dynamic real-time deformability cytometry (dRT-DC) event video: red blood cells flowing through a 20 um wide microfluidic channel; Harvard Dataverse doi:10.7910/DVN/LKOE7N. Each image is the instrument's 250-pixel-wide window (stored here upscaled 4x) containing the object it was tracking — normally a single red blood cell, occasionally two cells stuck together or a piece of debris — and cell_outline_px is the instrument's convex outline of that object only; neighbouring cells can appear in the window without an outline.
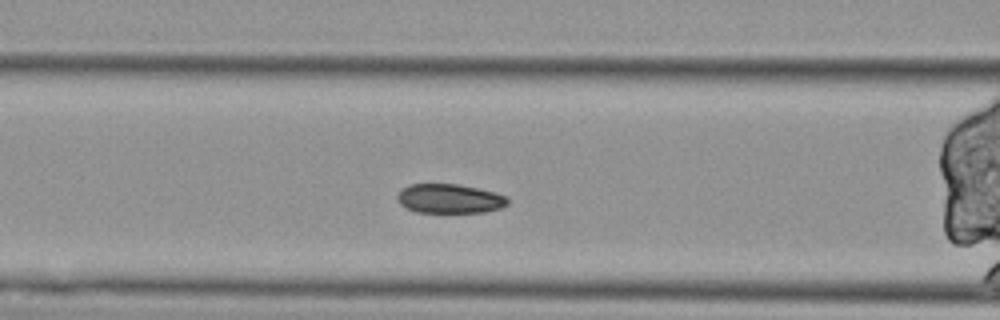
{"species": "Egyptian fruit bat (a non-hibernating species)", "species_latin": "Rousettus aegyptiacus", "temperature_condition": "cold", "stored_images_in_passage": 49, "camera_frame_rate_fps": 3000, "um_per_image_px": 0.085, "animal": {"sex": "female"}, "frame": {"image": 1, "passage_image": 14, "time_ms": 4.333, "image_size_px": [1000, 320], "cell_outline_px": [[508, 204], [500, 208], [484, 212], [416, 212], [400, 204], [396, 200], [396, 196], [408, 184], [456, 184], [496, 192], [508, 196]], "centroid_in_image_um": [38.23, 16.88], "position_along_channel_um": 128.4, "area_um2": 18.79}}
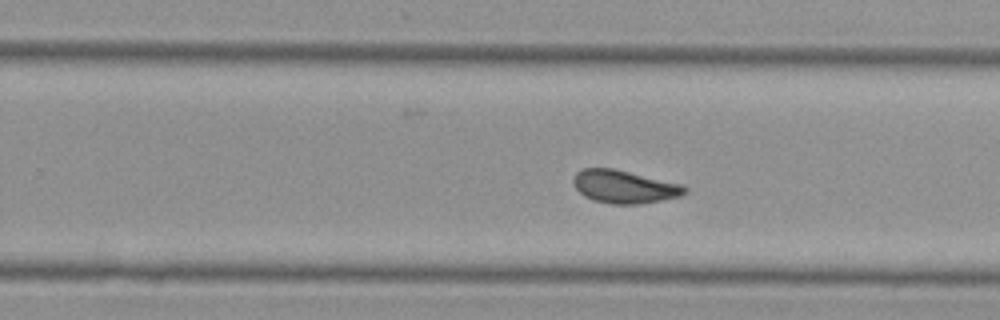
{"frame": {"image": 2, "passage_image": 27, "time_ms": 8.667, "image_size_px": [1000, 320], "cell_outline_px": [[688, 192], [680, 196], [640, 204], [612, 204], [592, 200], [584, 196], [572, 184], [572, 176], [576, 172], [584, 168], [612, 168], [684, 184], [688, 188]], "centroid_in_image_um": [53.06, 15.86], "position_along_channel_um": 276.7, "area_um2": 21.62}}
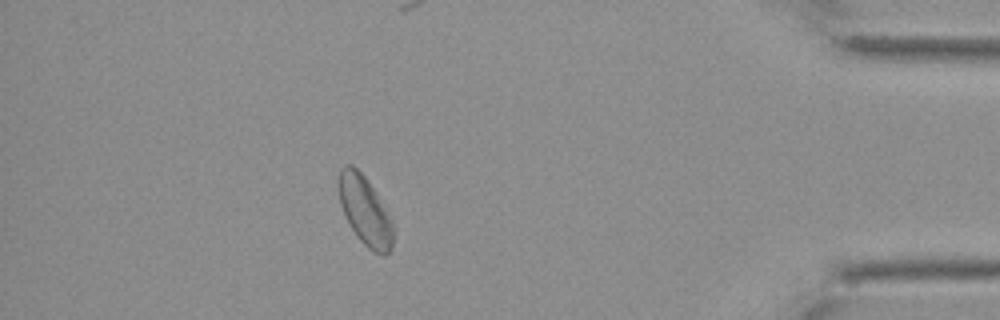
{"frame": {"image": 3, "passage_image": 42, "time_ms": 13.667, "image_size_px": [1000, 320], "cell_outline_px": [[392, 248], [384, 256], [380, 256], [372, 252], [356, 236], [340, 204], [340, 168], [344, 164], [352, 164], [364, 176], [376, 192], [392, 220]], "centroid_in_image_um": [31.04, 17.94], "position_along_channel_um": 404.2, "area_um2": 21.5}, "authors_computed_cell_mechanics": {"area_um2": 21.7328, "velocity_mm_per_s": 3.4456, "shape_relaxation_time_tau1_ms": null, "shape_relaxation_time_tau2_ms": 2.1507, "deformation_change_tau1": null, "deformation_change_tau2": 0.0841}}